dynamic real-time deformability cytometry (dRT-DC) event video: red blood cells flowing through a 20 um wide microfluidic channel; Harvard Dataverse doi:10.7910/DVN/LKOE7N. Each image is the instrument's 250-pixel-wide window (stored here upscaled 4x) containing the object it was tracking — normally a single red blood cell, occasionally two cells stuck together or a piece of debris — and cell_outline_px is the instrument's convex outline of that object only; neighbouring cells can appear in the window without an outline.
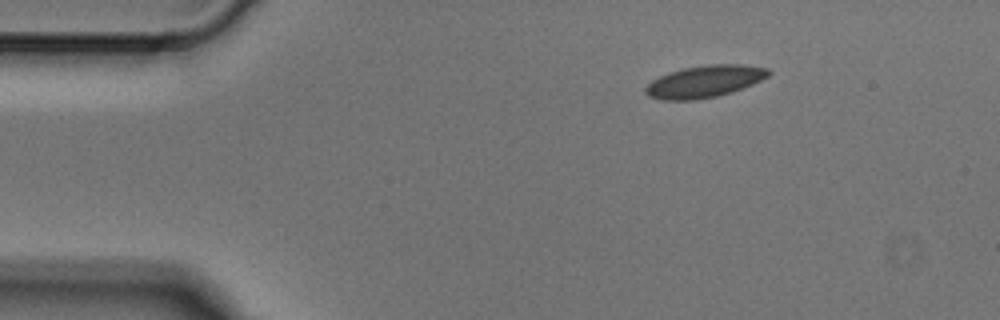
{"species": "Egyptian fruit bat (a non-hibernating species)", "species_latin": "Rousettus aegyptiacus", "temperature_condition": "cold", "stored_images_in_passage": 5, "camera_frame_rate_fps": 3000, "um_per_image_px": 0.085, "animal": {"sex": "male"}, "frame": {"image": 1, "passage_image": 1, "time_ms": 0.0, "image_size_px": [1000, 320], "cell_outline_px": [[772, 72], [768, 76], [752, 84], [732, 92], [716, 96], [696, 100], [660, 100], [648, 96], [644, 92], [644, 88], [652, 80], [668, 72], [684, 68], [708, 64], [740, 64], [768, 68]], "centroid_in_image_um": [59.86, 6.93], "position_along_channel_um": 25.1, "area_um2": 23.0}}
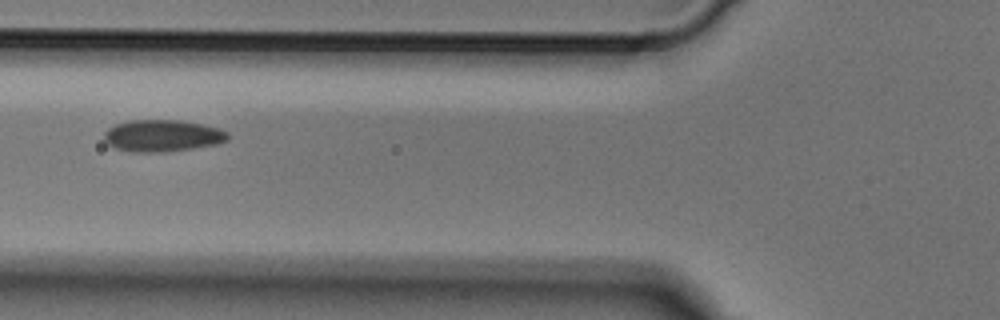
{"frame": {"image": 2, "passage_image": 4, "time_ms": 1.0, "image_size_px": [1000, 320], "cell_outline_px": [[228, 140], [216, 144], [192, 148], [164, 152], [132, 152], [116, 148], [108, 144], [104, 140], [104, 132], [108, 128], [116, 124], [128, 120], [180, 120], [220, 128], [228, 132]], "centroid_in_image_um": [13.79, 11.53], "position_along_channel_um": 112.0, "area_um2": 22.95}}
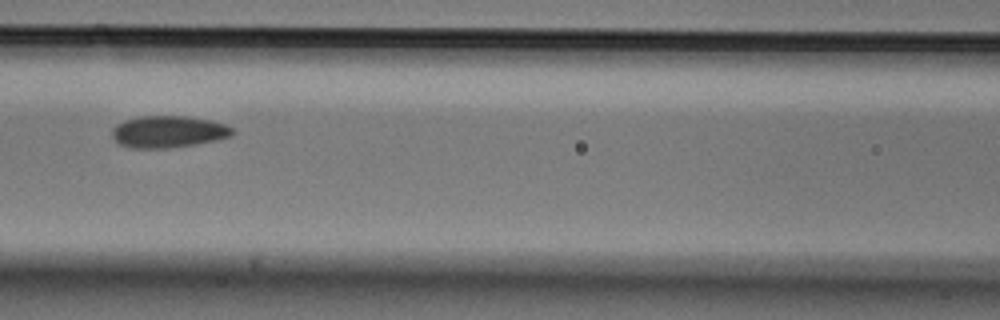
{"frame": {"image": 3, "passage_image": 5, "time_ms": 1.333, "image_size_px": [1000, 320], "cell_outline_px": [[236, 132], [232, 136], [216, 140], [196, 144], [168, 148], [128, 148], [120, 144], [112, 136], [112, 128], [116, 124], [124, 120], [140, 116], [184, 116], [212, 120], [224, 124], [232, 128]], "centroid_in_image_um": [14.31, 11.19], "position_along_channel_um": 152.3, "area_um2": 22.48}}